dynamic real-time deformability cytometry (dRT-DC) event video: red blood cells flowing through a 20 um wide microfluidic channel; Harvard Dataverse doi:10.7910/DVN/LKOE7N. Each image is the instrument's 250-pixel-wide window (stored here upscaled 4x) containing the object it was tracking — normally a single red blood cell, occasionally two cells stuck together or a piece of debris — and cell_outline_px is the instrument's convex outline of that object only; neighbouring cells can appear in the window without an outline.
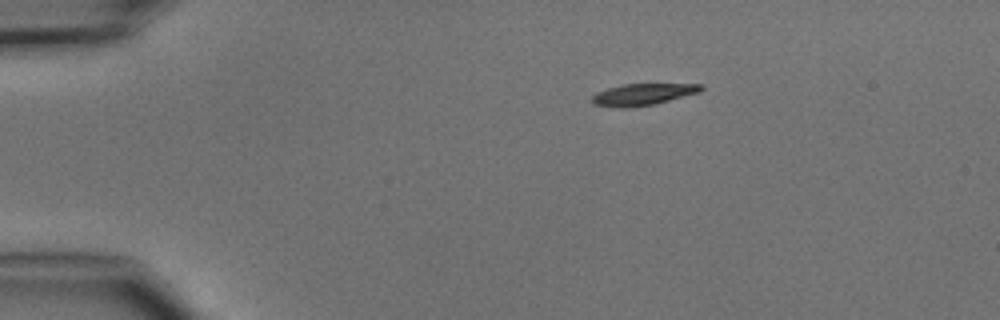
{"species": "common noctule bat (a hibernating species)", "species_latin": "Nyctalus noctula", "temperature_condition": "cold", "stored_images_in_passage": 4, "camera_frame_rate_fps": 3000, "um_per_image_px": 0.085, "animal": {"sex": "male", "body_mass_g": 15.6}, "frame": {"image": 1, "passage_image": 1, "time_ms": 0.0, "image_size_px": [1000, 320], "cell_outline_px": [[704, 88], [700, 92], [656, 104], [624, 108], [620, 108], [592, 104], [592, 96], [596, 92], [608, 88], [624, 84], [704, 84]], "centroid_in_image_um": [54.65, 8.02], "position_along_channel_um": 30.3, "area_um2": 13.81}}
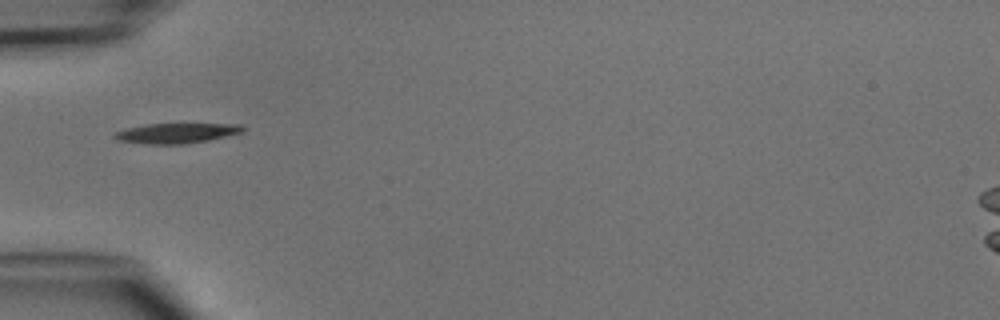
{"frame": {"image": 2, "passage_image": 3, "time_ms": 2.333, "image_size_px": [1000, 320], "cell_outline_px": [[244, 132], [208, 140], [184, 144], [148, 144], [120, 140], [112, 136], [116, 132], [128, 128], [148, 124], [240, 124], [244, 128]], "centroid_in_image_um": [15.04, 11.32], "position_along_channel_um": 70.0, "area_um2": 14.74}}